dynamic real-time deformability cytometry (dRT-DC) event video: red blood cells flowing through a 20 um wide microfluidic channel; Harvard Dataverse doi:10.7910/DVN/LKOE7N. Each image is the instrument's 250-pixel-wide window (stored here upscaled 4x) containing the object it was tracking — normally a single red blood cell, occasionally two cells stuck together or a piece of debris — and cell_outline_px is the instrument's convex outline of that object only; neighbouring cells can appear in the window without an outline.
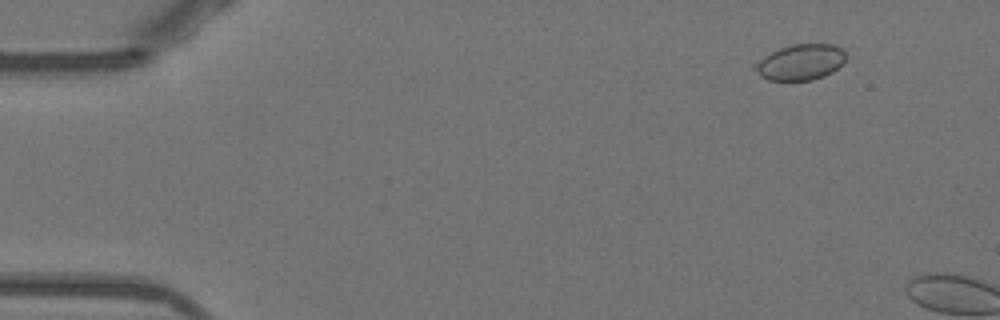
{"species": "Egyptian fruit bat (a non-hibernating species)", "species_latin": "Rousettus aegyptiacus", "temperature_condition": "warm", "stored_images_in_passage": 9, "camera_frame_rate_fps": 3000, "um_per_image_px": 0.085, "animal": {"sex": "female"}, "frame": {"image": 1, "passage_image": 6, "time_ms": 1.667, "image_size_px": [1000, 320], "cell_outline_px": [[844, 64], [832, 72], [824, 76], [812, 80], [768, 80], [760, 76], [752, 68], [752, 64], [764, 56], [780, 48], [792, 44], [832, 44], [840, 48], [844, 52]], "centroid_in_image_um": [68.0, 5.29], "position_along_channel_um": 17.0, "area_um2": 19.02}}